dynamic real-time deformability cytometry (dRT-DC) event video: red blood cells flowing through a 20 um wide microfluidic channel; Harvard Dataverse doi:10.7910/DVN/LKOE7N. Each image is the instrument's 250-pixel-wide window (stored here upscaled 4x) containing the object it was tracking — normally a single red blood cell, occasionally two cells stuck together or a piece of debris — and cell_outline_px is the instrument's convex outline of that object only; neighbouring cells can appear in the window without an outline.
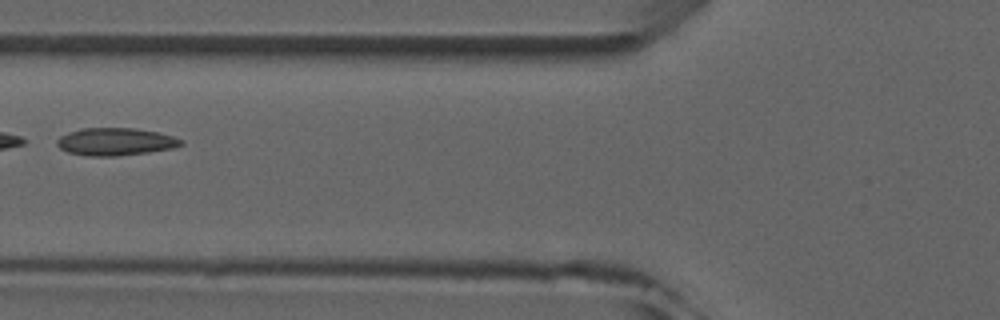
{"species": "common noctule bat (a hibernating species)", "species_latin": "Nyctalus noctula", "temperature_condition": "room temperature", "stored_images_in_passage": 4, "camera_frame_rate_fps": 3000, "um_per_image_px": 0.085, "animal": {"sex": "male", "forearm_length_mm": 52.5}, "frame": {"image": 1, "passage_image": 4, "time_ms": 3.333, "image_size_px": [1000, 320], "cell_outline_px": [[184, 144], [172, 148], [148, 152], [116, 156], [88, 156], [68, 152], [60, 148], [56, 144], [56, 140], [60, 136], [68, 132], [80, 128], [136, 128], [156, 132], [172, 136], [184, 140]], "centroid_in_image_um": [9.79, 12.04], "position_along_channel_um": 116.0, "area_um2": 19.94}}